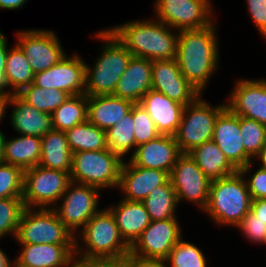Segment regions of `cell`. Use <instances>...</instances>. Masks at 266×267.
Masks as SVG:
<instances>
[{"instance_id": "2", "label": "cell", "mask_w": 266, "mask_h": 267, "mask_svg": "<svg viewBox=\"0 0 266 267\" xmlns=\"http://www.w3.org/2000/svg\"><path fill=\"white\" fill-rule=\"evenodd\" d=\"M129 53L151 61L176 59L178 31L157 20H134L109 28Z\"/></svg>"}, {"instance_id": "1", "label": "cell", "mask_w": 266, "mask_h": 267, "mask_svg": "<svg viewBox=\"0 0 266 267\" xmlns=\"http://www.w3.org/2000/svg\"><path fill=\"white\" fill-rule=\"evenodd\" d=\"M213 22L206 28L178 31L176 60L182 75L201 93L219 65V40Z\"/></svg>"}, {"instance_id": "25", "label": "cell", "mask_w": 266, "mask_h": 267, "mask_svg": "<svg viewBox=\"0 0 266 267\" xmlns=\"http://www.w3.org/2000/svg\"><path fill=\"white\" fill-rule=\"evenodd\" d=\"M114 215L119 232L125 243L131 247L151 220L143 202L120 199L108 207Z\"/></svg>"}, {"instance_id": "40", "label": "cell", "mask_w": 266, "mask_h": 267, "mask_svg": "<svg viewBox=\"0 0 266 267\" xmlns=\"http://www.w3.org/2000/svg\"><path fill=\"white\" fill-rule=\"evenodd\" d=\"M133 119L136 147L145 144L160 135L156 129L154 121L139 103L133 105Z\"/></svg>"}, {"instance_id": "4", "label": "cell", "mask_w": 266, "mask_h": 267, "mask_svg": "<svg viewBox=\"0 0 266 267\" xmlns=\"http://www.w3.org/2000/svg\"><path fill=\"white\" fill-rule=\"evenodd\" d=\"M104 44L93 67L85 66V94L87 96L110 95L127 69L133 56L108 29L99 30L94 35ZM93 68V69H92Z\"/></svg>"}, {"instance_id": "32", "label": "cell", "mask_w": 266, "mask_h": 267, "mask_svg": "<svg viewBox=\"0 0 266 267\" xmlns=\"http://www.w3.org/2000/svg\"><path fill=\"white\" fill-rule=\"evenodd\" d=\"M72 153L108 149L106 131L86 120L65 132Z\"/></svg>"}, {"instance_id": "10", "label": "cell", "mask_w": 266, "mask_h": 267, "mask_svg": "<svg viewBox=\"0 0 266 267\" xmlns=\"http://www.w3.org/2000/svg\"><path fill=\"white\" fill-rule=\"evenodd\" d=\"M154 17L174 30H197L214 22L210 0H155Z\"/></svg>"}, {"instance_id": "27", "label": "cell", "mask_w": 266, "mask_h": 267, "mask_svg": "<svg viewBox=\"0 0 266 267\" xmlns=\"http://www.w3.org/2000/svg\"><path fill=\"white\" fill-rule=\"evenodd\" d=\"M40 156L41 138L19 134L13 139L5 138L1 162L25 170L37 166Z\"/></svg>"}, {"instance_id": "41", "label": "cell", "mask_w": 266, "mask_h": 267, "mask_svg": "<svg viewBox=\"0 0 266 267\" xmlns=\"http://www.w3.org/2000/svg\"><path fill=\"white\" fill-rule=\"evenodd\" d=\"M255 164L253 161L249 162L246 166L241 168L239 172L244 177H249L248 179L245 178L247 188L251 195L252 200L257 199H265L266 198V168L259 167L253 175H249L251 170V166ZM248 174V175H247Z\"/></svg>"}, {"instance_id": "30", "label": "cell", "mask_w": 266, "mask_h": 267, "mask_svg": "<svg viewBox=\"0 0 266 267\" xmlns=\"http://www.w3.org/2000/svg\"><path fill=\"white\" fill-rule=\"evenodd\" d=\"M8 48L5 66V94H18L24 87L34 82L33 72L20 46L15 43ZM10 87V90L7 88ZM12 88V89H11Z\"/></svg>"}, {"instance_id": "49", "label": "cell", "mask_w": 266, "mask_h": 267, "mask_svg": "<svg viewBox=\"0 0 266 267\" xmlns=\"http://www.w3.org/2000/svg\"><path fill=\"white\" fill-rule=\"evenodd\" d=\"M7 97H8L7 94L0 92V123L5 118V113H7L6 112L7 111L6 108H8Z\"/></svg>"}, {"instance_id": "31", "label": "cell", "mask_w": 266, "mask_h": 267, "mask_svg": "<svg viewBox=\"0 0 266 267\" xmlns=\"http://www.w3.org/2000/svg\"><path fill=\"white\" fill-rule=\"evenodd\" d=\"M142 202L151 221L177 218L175 212L179 203L170 179L154 188Z\"/></svg>"}, {"instance_id": "43", "label": "cell", "mask_w": 266, "mask_h": 267, "mask_svg": "<svg viewBox=\"0 0 266 267\" xmlns=\"http://www.w3.org/2000/svg\"><path fill=\"white\" fill-rule=\"evenodd\" d=\"M246 3L250 18L263 36L266 33V0H246Z\"/></svg>"}, {"instance_id": "23", "label": "cell", "mask_w": 266, "mask_h": 267, "mask_svg": "<svg viewBox=\"0 0 266 267\" xmlns=\"http://www.w3.org/2000/svg\"><path fill=\"white\" fill-rule=\"evenodd\" d=\"M7 105L13 110L10 123L18 134L42 138L47 132L54 129L52 114L44 113L25 102L18 94L7 97Z\"/></svg>"}, {"instance_id": "46", "label": "cell", "mask_w": 266, "mask_h": 267, "mask_svg": "<svg viewBox=\"0 0 266 267\" xmlns=\"http://www.w3.org/2000/svg\"><path fill=\"white\" fill-rule=\"evenodd\" d=\"M8 41L5 35L0 31V92L5 94V66L8 53Z\"/></svg>"}, {"instance_id": "26", "label": "cell", "mask_w": 266, "mask_h": 267, "mask_svg": "<svg viewBox=\"0 0 266 267\" xmlns=\"http://www.w3.org/2000/svg\"><path fill=\"white\" fill-rule=\"evenodd\" d=\"M87 99V120L104 131L124 118L134 105L133 102L112 94L87 96Z\"/></svg>"}, {"instance_id": "54", "label": "cell", "mask_w": 266, "mask_h": 267, "mask_svg": "<svg viewBox=\"0 0 266 267\" xmlns=\"http://www.w3.org/2000/svg\"><path fill=\"white\" fill-rule=\"evenodd\" d=\"M264 39H266V33L262 36ZM266 41V40H265Z\"/></svg>"}, {"instance_id": "50", "label": "cell", "mask_w": 266, "mask_h": 267, "mask_svg": "<svg viewBox=\"0 0 266 267\" xmlns=\"http://www.w3.org/2000/svg\"><path fill=\"white\" fill-rule=\"evenodd\" d=\"M14 260H10L8 255L0 248V267H12Z\"/></svg>"}, {"instance_id": "47", "label": "cell", "mask_w": 266, "mask_h": 267, "mask_svg": "<svg viewBox=\"0 0 266 267\" xmlns=\"http://www.w3.org/2000/svg\"><path fill=\"white\" fill-rule=\"evenodd\" d=\"M250 212L262 222L266 223V198L252 200Z\"/></svg>"}, {"instance_id": "20", "label": "cell", "mask_w": 266, "mask_h": 267, "mask_svg": "<svg viewBox=\"0 0 266 267\" xmlns=\"http://www.w3.org/2000/svg\"><path fill=\"white\" fill-rule=\"evenodd\" d=\"M168 180L169 174L163 170L139 167L124 160L117 189L123 192V200L142 202L154 188Z\"/></svg>"}, {"instance_id": "22", "label": "cell", "mask_w": 266, "mask_h": 267, "mask_svg": "<svg viewBox=\"0 0 266 267\" xmlns=\"http://www.w3.org/2000/svg\"><path fill=\"white\" fill-rule=\"evenodd\" d=\"M14 262L21 267H69L76 244H20Z\"/></svg>"}, {"instance_id": "9", "label": "cell", "mask_w": 266, "mask_h": 267, "mask_svg": "<svg viewBox=\"0 0 266 267\" xmlns=\"http://www.w3.org/2000/svg\"><path fill=\"white\" fill-rule=\"evenodd\" d=\"M70 182V172L39 165L25 169L22 196L24 206L52 209L59 203Z\"/></svg>"}, {"instance_id": "12", "label": "cell", "mask_w": 266, "mask_h": 267, "mask_svg": "<svg viewBox=\"0 0 266 267\" xmlns=\"http://www.w3.org/2000/svg\"><path fill=\"white\" fill-rule=\"evenodd\" d=\"M169 179L177 195L178 203L191 202L203 211L208 203L211 181L191 158L189 154H181Z\"/></svg>"}, {"instance_id": "51", "label": "cell", "mask_w": 266, "mask_h": 267, "mask_svg": "<svg viewBox=\"0 0 266 267\" xmlns=\"http://www.w3.org/2000/svg\"><path fill=\"white\" fill-rule=\"evenodd\" d=\"M256 159L260 161L259 165L260 167L266 168V142L262 147L261 151L259 152V154L256 156Z\"/></svg>"}, {"instance_id": "28", "label": "cell", "mask_w": 266, "mask_h": 267, "mask_svg": "<svg viewBox=\"0 0 266 267\" xmlns=\"http://www.w3.org/2000/svg\"><path fill=\"white\" fill-rule=\"evenodd\" d=\"M38 165L47 169L71 172L72 152L65 132L53 129L41 138V156Z\"/></svg>"}, {"instance_id": "16", "label": "cell", "mask_w": 266, "mask_h": 267, "mask_svg": "<svg viewBox=\"0 0 266 267\" xmlns=\"http://www.w3.org/2000/svg\"><path fill=\"white\" fill-rule=\"evenodd\" d=\"M226 106L236 115L266 125V79H238Z\"/></svg>"}, {"instance_id": "29", "label": "cell", "mask_w": 266, "mask_h": 267, "mask_svg": "<svg viewBox=\"0 0 266 267\" xmlns=\"http://www.w3.org/2000/svg\"><path fill=\"white\" fill-rule=\"evenodd\" d=\"M188 154L210 181L226 178L237 172L213 140L199 145Z\"/></svg>"}, {"instance_id": "53", "label": "cell", "mask_w": 266, "mask_h": 267, "mask_svg": "<svg viewBox=\"0 0 266 267\" xmlns=\"http://www.w3.org/2000/svg\"><path fill=\"white\" fill-rule=\"evenodd\" d=\"M12 267H21V266L17 265L15 262H13Z\"/></svg>"}, {"instance_id": "13", "label": "cell", "mask_w": 266, "mask_h": 267, "mask_svg": "<svg viewBox=\"0 0 266 267\" xmlns=\"http://www.w3.org/2000/svg\"><path fill=\"white\" fill-rule=\"evenodd\" d=\"M15 34L34 73L46 71L67 55L54 31L33 28Z\"/></svg>"}, {"instance_id": "35", "label": "cell", "mask_w": 266, "mask_h": 267, "mask_svg": "<svg viewBox=\"0 0 266 267\" xmlns=\"http://www.w3.org/2000/svg\"><path fill=\"white\" fill-rule=\"evenodd\" d=\"M18 95L36 109L52 114L70 95L59 89H43L34 85L24 87Z\"/></svg>"}, {"instance_id": "5", "label": "cell", "mask_w": 266, "mask_h": 267, "mask_svg": "<svg viewBox=\"0 0 266 267\" xmlns=\"http://www.w3.org/2000/svg\"><path fill=\"white\" fill-rule=\"evenodd\" d=\"M252 198L245 177L237 171L210 183L205 214L220 226L237 227L250 211Z\"/></svg>"}, {"instance_id": "17", "label": "cell", "mask_w": 266, "mask_h": 267, "mask_svg": "<svg viewBox=\"0 0 266 267\" xmlns=\"http://www.w3.org/2000/svg\"><path fill=\"white\" fill-rule=\"evenodd\" d=\"M151 88L184 106L193 103L202 95L182 75L176 59L152 61Z\"/></svg>"}, {"instance_id": "6", "label": "cell", "mask_w": 266, "mask_h": 267, "mask_svg": "<svg viewBox=\"0 0 266 267\" xmlns=\"http://www.w3.org/2000/svg\"><path fill=\"white\" fill-rule=\"evenodd\" d=\"M123 161L110 149L72 153L71 181L105 190L118 187Z\"/></svg>"}, {"instance_id": "45", "label": "cell", "mask_w": 266, "mask_h": 267, "mask_svg": "<svg viewBox=\"0 0 266 267\" xmlns=\"http://www.w3.org/2000/svg\"><path fill=\"white\" fill-rule=\"evenodd\" d=\"M124 262L125 267H168L166 259L128 257Z\"/></svg>"}, {"instance_id": "37", "label": "cell", "mask_w": 266, "mask_h": 267, "mask_svg": "<svg viewBox=\"0 0 266 267\" xmlns=\"http://www.w3.org/2000/svg\"><path fill=\"white\" fill-rule=\"evenodd\" d=\"M24 208L22 197L0 199V240L7 235L15 238Z\"/></svg>"}, {"instance_id": "33", "label": "cell", "mask_w": 266, "mask_h": 267, "mask_svg": "<svg viewBox=\"0 0 266 267\" xmlns=\"http://www.w3.org/2000/svg\"><path fill=\"white\" fill-rule=\"evenodd\" d=\"M87 112V95L85 93L72 95L52 113L53 127L56 130L66 132L85 122Z\"/></svg>"}, {"instance_id": "11", "label": "cell", "mask_w": 266, "mask_h": 267, "mask_svg": "<svg viewBox=\"0 0 266 267\" xmlns=\"http://www.w3.org/2000/svg\"><path fill=\"white\" fill-rule=\"evenodd\" d=\"M100 190L95 186L71 181L63 196L61 204L52 209L62 223L74 233L80 231L88 220L98 213Z\"/></svg>"}, {"instance_id": "52", "label": "cell", "mask_w": 266, "mask_h": 267, "mask_svg": "<svg viewBox=\"0 0 266 267\" xmlns=\"http://www.w3.org/2000/svg\"><path fill=\"white\" fill-rule=\"evenodd\" d=\"M5 138H6V135L4 134V132L0 131V162H1Z\"/></svg>"}, {"instance_id": "48", "label": "cell", "mask_w": 266, "mask_h": 267, "mask_svg": "<svg viewBox=\"0 0 266 267\" xmlns=\"http://www.w3.org/2000/svg\"><path fill=\"white\" fill-rule=\"evenodd\" d=\"M27 0H0V9L17 10L26 4Z\"/></svg>"}, {"instance_id": "15", "label": "cell", "mask_w": 266, "mask_h": 267, "mask_svg": "<svg viewBox=\"0 0 266 267\" xmlns=\"http://www.w3.org/2000/svg\"><path fill=\"white\" fill-rule=\"evenodd\" d=\"M85 66L79 54L66 55L46 71L35 73L33 84L43 89H59L70 96L85 93Z\"/></svg>"}, {"instance_id": "7", "label": "cell", "mask_w": 266, "mask_h": 267, "mask_svg": "<svg viewBox=\"0 0 266 267\" xmlns=\"http://www.w3.org/2000/svg\"><path fill=\"white\" fill-rule=\"evenodd\" d=\"M76 237L53 209L24 208L15 242L19 244H76Z\"/></svg>"}, {"instance_id": "18", "label": "cell", "mask_w": 266, "mask_h": 267, "mask_svg": "<svg viewBox=\"0 0 266 267\" xmlns=\"http://www.w3.org/2000/svg\"><path fill=\"white\" fill-rule=\"evenodd\" d=\"M240 134L239 116L226 107L216 119L212 140L237 171L253 161L245 152Z\"/></svg>"}, {"instance_id": "8", "label": "cell", "mask_w": 266, "mask_h": 267, "mask_svg": "<svg viewBox=\"0 0 266 267\" xmlns=\"http://www.w3.org/2000/svg\"><path fill=\"white\" fill-rule=\"evenodd\" d=\"M201 96L184 107L178 131L174 135L181 154H188L212 140L216 119L227 107L226 103L214 107Z\"/></svg>"}, {"instance_id": "14", "label": "cell", "mask_w": 266, "mask_h": 267, "mask_svg": "<svg viewBox=\"0 0 266 267\" xmlns=\"http://www.w3.org/2000/svg\"><path fill=\"white\" fill-rule=\"evenodd\" d=\"M181 235L177 218L151 221L130 247L129 257L166 259Z\"/></svg>"}, {"instance_id": "24", "label": "cell", "mask_w": 266, "mask_h": 267, "mask_svg": "<svg viewBox=\"0 0 266 267\" xmlns=\"http://www.w3.org/2000/svg\"><path fill=\"white\" fill-rule=\"evenodd\" d=\"M152 86V61L132 56L112 95L140 103Z\"/></svg>"}, {"instance_id": "42", "label": "cell", "mask_w": 266, "mask_h": 267, "mask_svg": "<svg viewBox=\"0 0 266 267\" xmlns=\"http://www.w3.org/2000/svg\"><path fill=\"white\" fill-rule=\"evenodd\" d=\"M236 228L242 231V235L254 244H263L265 241L266 223L256 218L250 211Z\"/></svg>"}, {"instance_id": "36", "label": "cell", "mask_w": 266, "mask_h": 267, "mask_svg": "<svg viewBox=\"0 0 266 267\" xmlns=\"http://www.w3.org/2000/svg\"><path fill=\"white\" fill-rule=\"evenodd\" d=\"M203 251L181 238L166 258L168 267H207Z\"/></svg>"}, {"instance_id": "19", "label": "cell", "mask_w": 266, "mask_h": 267, "mask_svg": "<svg viewBox=\"0 0 266 267\" xmlns=\"http://www.w3.org/2000/svg\"><path fill=\"white\" fill-rule=\"evenodd\" d=\"M180 155L175 136L160 134L151 141L136 147L129 162L139 167L163 170L170 175Z\"/></svg>"}, {"instance_id": "3", "label": "cell", "mask_w": 266, "mask_h": 267, "mask_svg": "<svg viewBox=\"0 0 266 267\" xmlns=\"http://www.w3.org/2000/svg\"><path fill=\"white\" fill-rule=\"evenodd\" d=\"M79 232L75 236L76 256L83 259L120 261L129 257L130 247L121 237L114 215L108 208L101 209L91 217ZM80 240H83L84 245H79Z\"/></svg>"}, {"instance_id": "44", "label": "cell", "mask_w": 266, "mask_h": 267, "mask_svg": "<svg viewBox=\"0 0 266 267\" xmlns=\"http://www.w3.org/2000/svg\"><path fill=\"white\" fill-rule=\"evenodd\" d=\"M69 267H125L120 260L83 259L74 255Z\"/></svg>"}, {"instance_id": "21", "label": "cell", "mask_w": 266, "mask_h": 267, "mask_svg": "<svg viewBox=\"0 0 266 267\" xmlns=\"http://www.w3.org/2000/svg\"><path fill=\"white\" fill-rule=\"evenodd\" d=\"M139 104L147 111L160 134H176L185 107L183 104L152 88L142 97Z\"/></svg>"}, {"instance_id": "39", "label": "cell", "mask_w": 266, "mask_h": 267, "mask_svg": "<svg viewBox=\"0 0 266 267\" xmlns=\"http://www.w3.org/2000/svg\"><path fill=\"white\" fill-rule=\"evenodd\" d=\"M24 170L0 162V199L23 196Z\"/></svg>"}, {"instance_id": "38", "label": "cell", "mask_w": 266, "mask_h": 267, "mask_svg": "<svg viewBox=\"0 0 266 267\" xmlns=\"http://www.w3.org/2000/svg\"><path fill=\"white\" fill-rule=\"evenodd\" d=\"M239 123L245 152L254 159L266 142V125L241 116Z\"/></svg>"}, {"instance_id": "34", "label": "cell", "mask_w": 266, "mask_h": 267, "mask_svg": "<svg viewBox=\"0 0 266 267\" xmlns=\"http://www.w3.org/2000/svg\"><path fill=\"white\" fill-rule=\"evenodd\" d=\"M106 138L108 149L122 160L133 148L135 151L133 106L124 118L106 131Z\"/></svg>"}]
</instances>
